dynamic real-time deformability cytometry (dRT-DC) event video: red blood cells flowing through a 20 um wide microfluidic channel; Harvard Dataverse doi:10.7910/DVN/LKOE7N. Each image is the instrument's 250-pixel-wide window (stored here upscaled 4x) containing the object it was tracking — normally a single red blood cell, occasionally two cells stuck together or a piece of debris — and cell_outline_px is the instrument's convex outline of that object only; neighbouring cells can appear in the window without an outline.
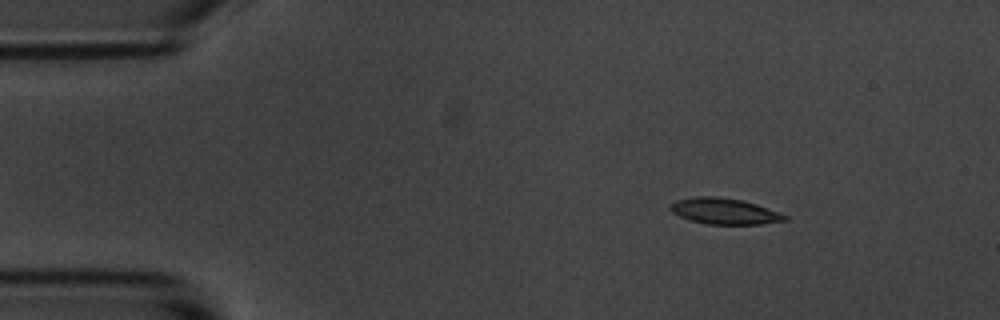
{"species": "common noctule bat (a hibernating species)", "species_latin": "Nyctalus noctula", "temperature_condition": "room temperature", "stored_images_in_passage": 3, "camera_frame_rate_fps": 3000, "um_per_image_px": 0.085, "animal": {"sex": "male", "body_mass_g": 20.1, "forearm_length_mm": 53.5}, "frame": {"image": 1, "passage_image": 1, "time_ms": 0.0, "image_size_px": [1000, 320], "cell_outline_px": [[788, 220], [760, 224], [708, 224], [692, 220], [680, 216], [672, 212], [668, 208], [676, 200], [696, 196], [716, 196], [740, 200], [756, 204], [788, 216]], "centroid_in_image_um": [61.56, 17.95], "position_along_channel_um": 23.4, "area_um2": 17.11}}